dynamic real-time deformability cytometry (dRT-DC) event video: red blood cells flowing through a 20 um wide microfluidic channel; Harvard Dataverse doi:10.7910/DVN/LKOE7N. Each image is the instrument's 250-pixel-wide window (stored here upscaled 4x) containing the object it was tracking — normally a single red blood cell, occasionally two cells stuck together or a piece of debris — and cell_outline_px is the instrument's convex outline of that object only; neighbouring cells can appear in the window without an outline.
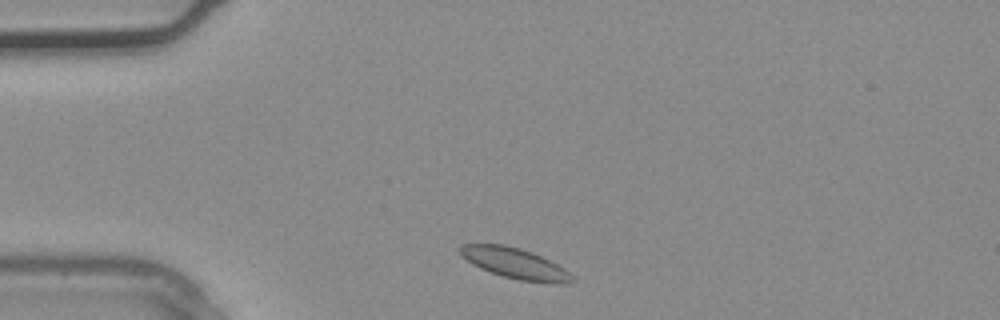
{"species": "common noctule bat (a hibernating species)", "species_latin": "Nyctalus noctula", "temperature_condition": "warm", "stored_images_in_passage": 1, "camera_frame_rate_fps": 3000, "um_per_image_px": 0.085, "animal": {"sex": "male", "body_mass_g": 20.4}, "frame": {"image": 1, "passage_image": 1, "time_ms": 0.0, "image_size_px": [1000, 320], "cell_outline_px": [[576, 280], [568, 284], [564, 284], [520, 280], [504, 276], [480, 268], [472, 264], [456, 248], [460, 244], [504, 244], [520, 248], [532, 252], [564, 268]], "centroid_in_image_um": [43.77, 22.37], "position_along_channel_um": 41.2, "area_um2": 19.77}}